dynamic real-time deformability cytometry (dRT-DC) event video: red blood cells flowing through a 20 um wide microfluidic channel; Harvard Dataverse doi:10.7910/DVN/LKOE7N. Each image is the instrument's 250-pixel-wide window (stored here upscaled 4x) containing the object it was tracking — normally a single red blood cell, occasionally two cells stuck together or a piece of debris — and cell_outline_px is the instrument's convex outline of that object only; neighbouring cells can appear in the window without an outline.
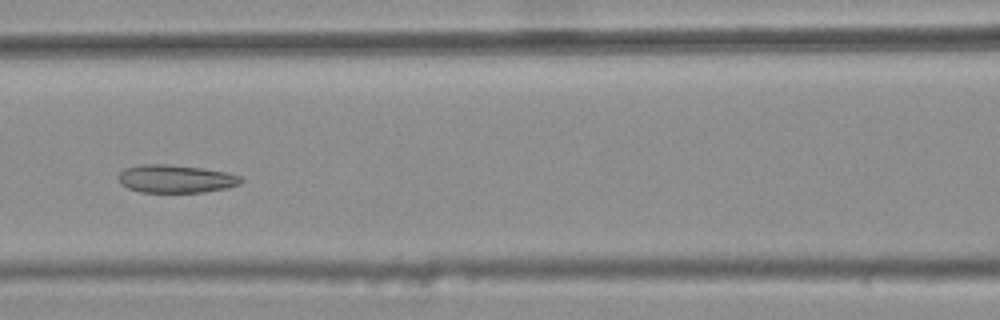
{"species": "common noctule bat (a hibernating species)", "species_latin": "Nyctalus noctula", "temperature_condition": "warm", "stored_images_in_passage": 6, "camera_frame_rate_fps": 3000, "um_per_image_px": 0.085, "animal": {"sex": "female", "body_mass_g": 25.1}, "frame": {"image": 1, "passage_image": 6, "time_ms": 1.667, "image_size_px": [1000, 320], "cell_outline_px": [[244, 180], [240, 184], [228, 188], [204, 192], [140, 192], [128, 188], [120, 184], [120, 172], [124, 168], [140, 164], [168, 164], [200, 168], [228, 172], [240, 176]], "centroid_in_image_um": [14.96, 15.2], "position_along_channel_um": 151.6, "area_um2": 20.06}}